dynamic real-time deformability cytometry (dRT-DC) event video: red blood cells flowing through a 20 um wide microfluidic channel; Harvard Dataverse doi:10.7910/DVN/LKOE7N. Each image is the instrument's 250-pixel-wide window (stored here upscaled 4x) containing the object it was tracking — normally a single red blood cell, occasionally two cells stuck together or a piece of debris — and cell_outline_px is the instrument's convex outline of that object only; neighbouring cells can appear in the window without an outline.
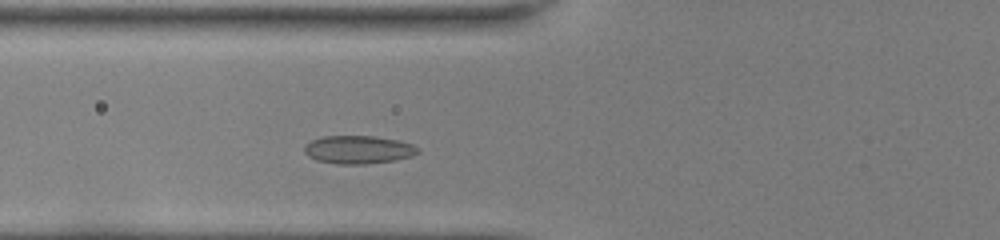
{"species": "common noctule bat (a hibernating species)", "species_latin": "Nyctalus noctula", "temperature_condition": "room temperature", "stored_images_in_passage": 36, "camera_frame_rate_fps": 3000, "um_per_image_px": 0.085, "animal": {"sex": "female", "body_mass_g": 22.0, "forearm_length_mm": 56.7}, "frame": {"image": 1, "passage_image": 6, "time_ms": 1.667, "image_size_px": [1000, 240], "cell_outline_px": [[420, 152], [412, 156], [396, 160], [368, 164], [336, 164], [316, 160], [308, 156], [304, 152], [304, 144], [312, 140], [324, 136], [372, 136], [396, 140], [412, 144], [420, 148]], "centroid_in_image_um": [30.46, 12.73], "position_along_channel_um": 95.3, "area_um2": 18.73}}
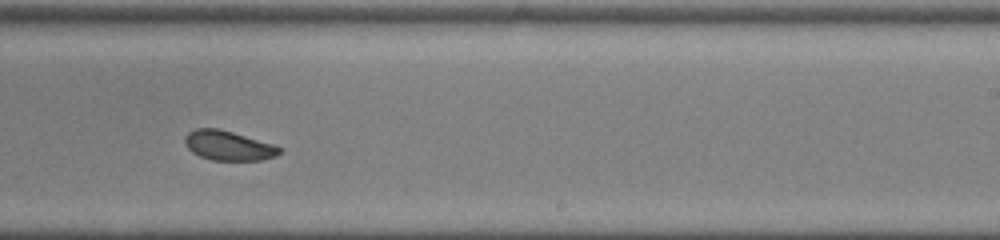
{"frame": {"image": 2, "passage_image": 19, "time_ms": 6.0, "image_size_px": [1000, 240], "cell_outline_px": [[280, 152], [276, 156], [260, 160], [212, 160], [200, 156], [192, 152], [188, 148], [184, 140], [188, 132], [196, 128], [220, 128], [276, 144], [280, 148]], "centroid_in_image_um": [19.43, 12.36], "position_along_channel_um": 269.6, "area_um2": 16.42}}
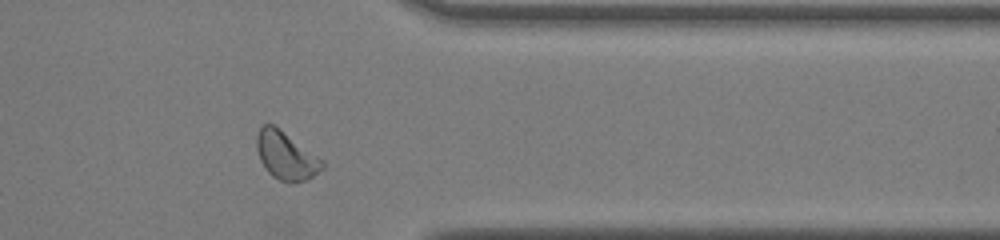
{"frame": {"image": 3, "passage_image": 28, "time_ms": 9.0, "image_size_px": [1000, 240], "cell_outline_px": [[324, 168], [312, 176], [304, 180], [292, 184], [280, 180], [272, 176], [268, 172], [260, 160], [256, 148], [256, 136], [260, 128], [264, 124], [272, 124], [324, 160]], "centroid_in_image_um": [24.3, 13.25], "position_along_channel_um": 387.1, "area_um2": 18.15}, "authors_computed_cell_mechanics": {"area_um2": 17.4845, "velocity_mm_per_s": 4.0282, "shape_relaxation_time_tau1_ms": 2.1595, "shape_relaxation_time_tau2_ms": 1.0261, "deformation_change_tau1": 0.0701, "deformation_change_tau2": 0.0389}}